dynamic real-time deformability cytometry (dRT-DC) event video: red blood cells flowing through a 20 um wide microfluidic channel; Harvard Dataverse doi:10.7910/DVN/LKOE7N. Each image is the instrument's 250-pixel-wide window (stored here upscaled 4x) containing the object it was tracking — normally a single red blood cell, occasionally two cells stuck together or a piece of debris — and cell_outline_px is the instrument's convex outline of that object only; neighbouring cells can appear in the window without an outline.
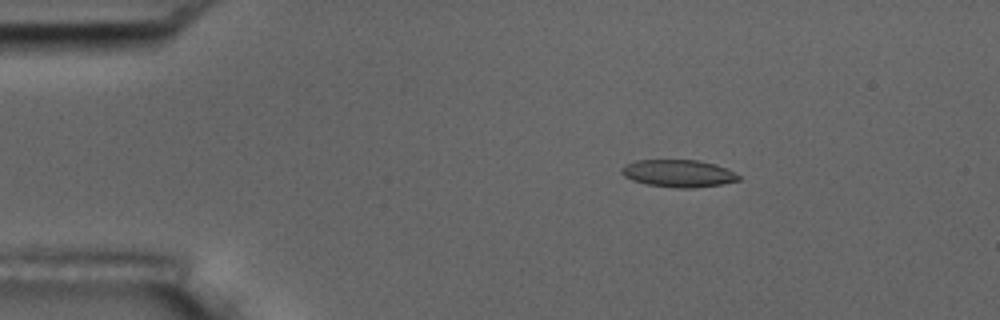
{"species": "common noctule bat (a hibernating species)", "species_latin": "Nyctalus noctula", "temperature_condition": "room temperature", "stored_images_in_passage": 5, "camera_frame_rate_fps": 3000, "um_per_image_px": 0.085, "animal": {"sex": "male", "body_mass_g": 17.5, "forearm_length_mm": 52.3}, "frame": {"image": 1, "passage_image": 3, "time_ms": 2.333, "image_size_px": [1000, 320], "cell_outline_px": [[740, 180], [720, 184], [692, 188], [676, 188], [648, 184], [632, 180], [624, 176], [620, 172], [620, 168], [624, 164], [636, 160], [696, 160], [716, 164], [740, 176]], "centroid_in_image_um": [57.61, 14.73], "position_along_channel_um": 27.4, "area_um2": 18.55}}